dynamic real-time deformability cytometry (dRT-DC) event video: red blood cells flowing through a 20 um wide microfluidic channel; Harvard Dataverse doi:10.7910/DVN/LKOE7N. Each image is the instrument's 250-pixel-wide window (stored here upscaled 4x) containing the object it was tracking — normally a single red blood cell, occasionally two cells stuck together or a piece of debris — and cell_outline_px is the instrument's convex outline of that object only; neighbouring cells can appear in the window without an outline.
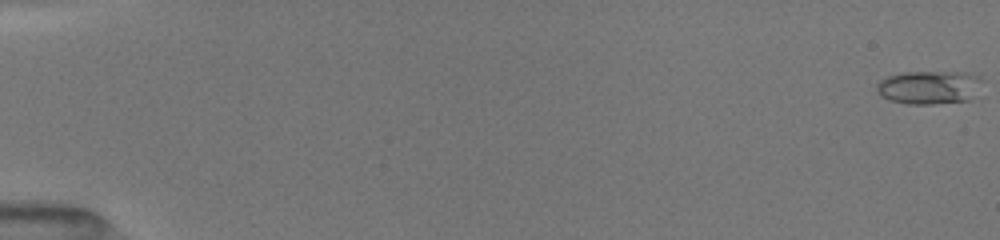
{"species": "common noctule bat (a hibernating species)", "species_latin": "Nyctalus noctula", "temperature_condition": "room temperature", "stored_images_in_passage": 32, "camera_frame_rate_fps": 3000, "um_per_image_px": 0.085, "animal": {"sex": "female", "body_mass_g": 19.5, "forearm_length_mm": 54.1}, "frame": {"image": 1, "passage_image": 1, "time_ms": 0.0, "image_size_px": [1000, 240], "cell_outline_px": [[984, 80], [972, 100], [932, 104], [908, 104], [888, 100], [880, 96], [876, 92], [876, 84], [880, 80], [888, 76], [904, 72], [968, 72], [980, 76]], "centroid_in_image_um": [79.0, 7.42], "position_along_channel_um": 6.0, "area_um2": 21.04}}
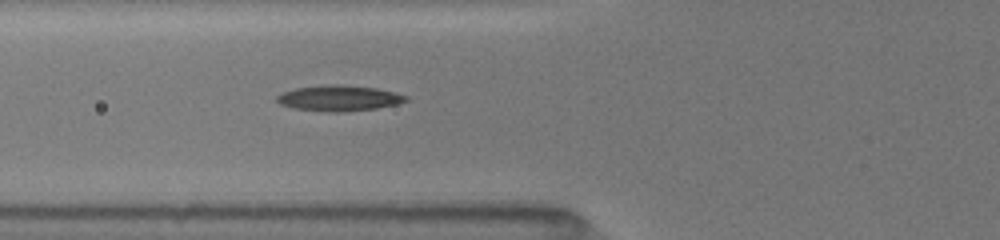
{"frame": {"image": 2, "passage_image": 24, "time_ms": 6.667, "image_size_px": [1000, 240], "cell_outline_px": [[408, 100], [396, 104], [376, 108], [340, 112], [332, 112], [292, 108], [280, 104], [276, 100], [276, 96], [284, 92], [296, 88], [328, 84], [340, 84], [376, 88], [408, 96]], "centroid_in_image_um": [28.79, 8.34], "position_along_channel_um": 97.0, "area_um2": 19.13}}
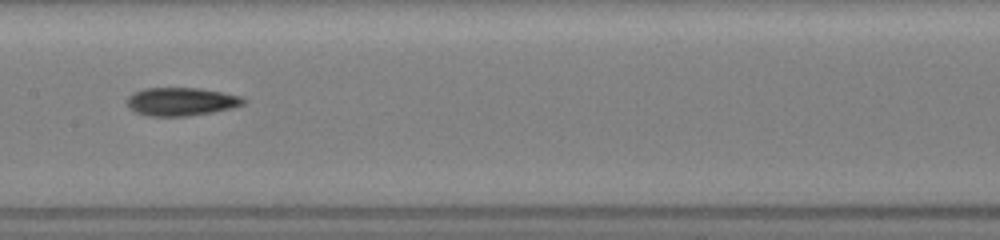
{"frame": {"image": 3, "passage_image": 31, "time_ms": 9.0, "image_size_px": [1000, 240], "cell_outline_px": [[248, 100], [244, 104], [232, 108], [212, 112], [188, 116], [148, 116], [136, 112], [128, 108], [128, 96], [132, 92], [144, 88], [200, 88], [224, 92], [240, 96]], "centroid_in_image_um": [15.41, 8.63], "position_along_channel_um": 192.0, "area_um2": 19.31}}